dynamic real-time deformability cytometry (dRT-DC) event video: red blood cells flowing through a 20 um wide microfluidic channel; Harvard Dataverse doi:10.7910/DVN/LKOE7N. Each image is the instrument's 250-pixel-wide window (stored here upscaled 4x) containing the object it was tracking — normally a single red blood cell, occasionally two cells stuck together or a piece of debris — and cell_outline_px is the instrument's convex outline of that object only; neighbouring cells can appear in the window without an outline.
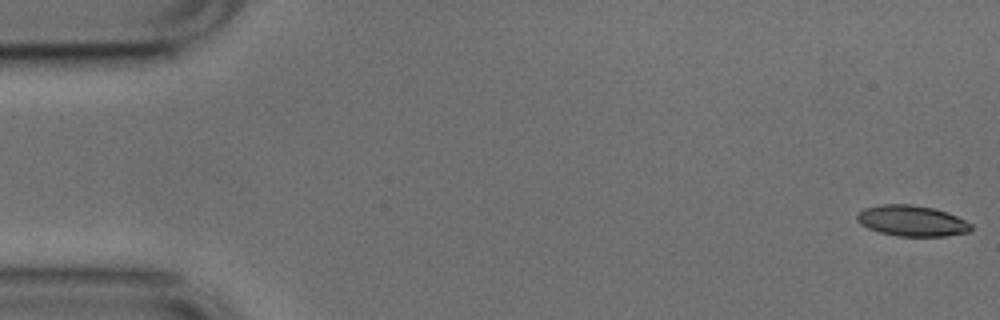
{"species": "common noctule bat (a hibernating species)", "species_latin": "Nyctalus noctula", "temperature_condition": "cold", "stored_images_in_passage": 53, "camera_frame_rate_fps": 3000, "um_per_image_px": 0.085, "animal": {"sex": "male", "body_mass_g": 17.9, "forearm_length_mm": 54.2}, "frame": {"image": 1, "passage_image": 1, "time_ms": 0.0, "image_size_px": [1000, 320], "cell_outline_px": [[972, 228], [968, 232], [944, 236], [896, 236], [880, 232], [868, 228], [860, 224], [856, 220], [856, 216], [864, 208], [880, 204], [912, 204], [932, 208], [948, 212], [972, 224]], "centroid_in_image_um": [77.49, 18.76], "position_along_channel_um": 7.5, "area_um2": 20.46}}
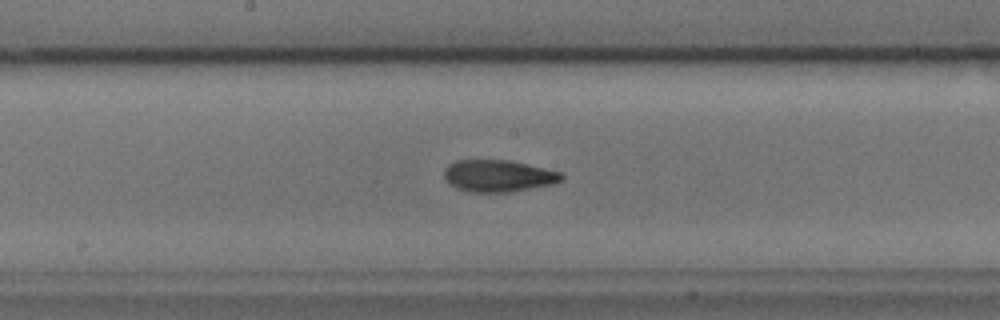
{"frame": {"image": 2, "passage_image": 27, "time_ms": 8.667, "image_size_px": [1000, 320], "cell_outline_px": [[564, 176], [556, 184], [508, 192], [468, 192], [456, 188], [448, 184], [444, 176], [444, 168], [448, 164], [456, 160], [508, 160], [528, 164], [560, 172]], "centroid_in_image_um": [42.32, 14.95], "position_along_channel_um": 205.9, "area_um2": 21.96}}
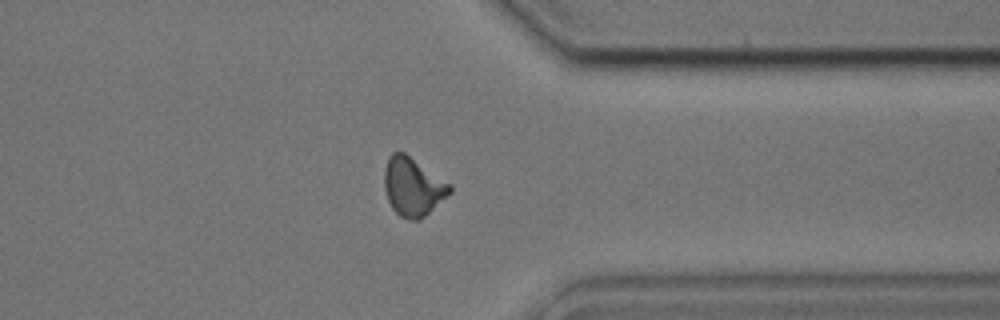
{"frame": {"image": 3, "passage_image": 41, "time_ms": 13.333, "image_size_px": [1000, 320], "cell_outline_px": [[452, 192], [420, 220], [408, 220], [400, 216], [392, 208], [388, 200], [384, 188], [384, 168], [388, 156], [392, 152], [404, 152], [452, 184]], "centroid_in_image_um": [35.1, 15.87], "position_along_channel_um": 376.3, "area_um2": 22.48}, "authors_computed_cell_mechanics": {"area_um2": 21.2704, "velocity_mm_per_s": 3.7801, "shape_relaxation_time_tau1_ms": 8.2513, "shape_relaxation_time_tau2_ms": 3.0454, "deformation_change_tau1": 0.1915, "deformation_change_tau2": 0.101}}